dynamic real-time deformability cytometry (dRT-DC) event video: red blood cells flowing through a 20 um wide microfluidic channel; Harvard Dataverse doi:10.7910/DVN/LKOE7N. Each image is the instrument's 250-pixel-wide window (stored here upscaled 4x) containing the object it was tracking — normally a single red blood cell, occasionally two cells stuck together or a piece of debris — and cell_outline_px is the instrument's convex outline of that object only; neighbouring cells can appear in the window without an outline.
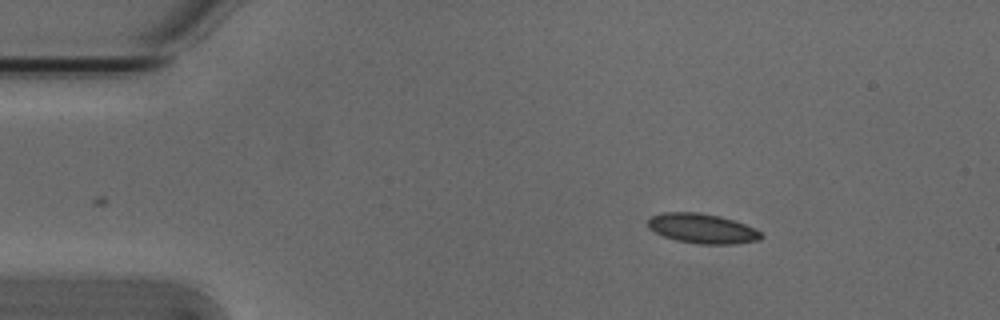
{"species": "Egyptian fruit bat (a non-hibernating species)", "species_latin": "Rousettus aegyptiacus", "temperature_condition": "cold", "stored_images_in_passage": 3, "camera_frame_rate_fps": 3000, "um_per_image_px": 0.085, "animal": {"sex": "male"}, "frame": {"image": 1, "passage_image": 1, "time_ms": 0.0, "image_size_px": [1000, 320], "cell_outline_px": [[764, 236], [760, 240], [736, 244], [696, 244], [676, 240], [664, 236], [648, 228], [648, 220], [652, 216], [664, 212], [696, 212], [720, 216], [744, 224], [760, 232]], "centroid_in_image_um": [59.69, 19.43], "position_along_channel_um": 25.3, "area_um2": 19.54}}
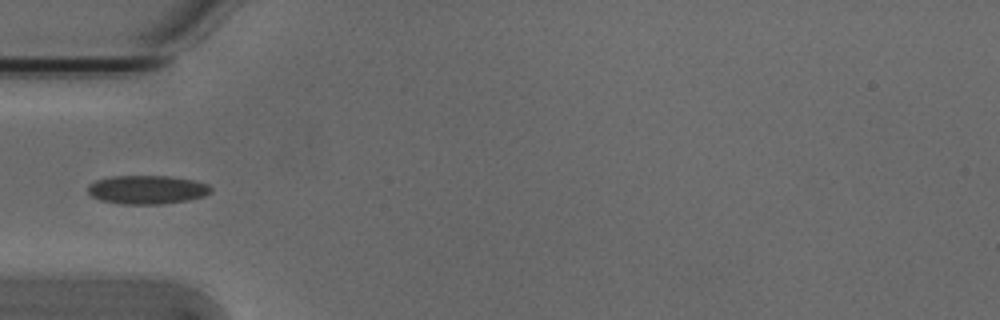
{"frame": {"image": 2, "passage_image": 3, "time_ms": 0.667, "image_size_px": [1000, 320], "cell_outline_px": [[212, 192], [204, 196], [188, 200], [160, 204], [120, 204], [100, 200], [92, 196], [88, 192], [88, 184], [96, 180], [112, 176], [168, 176], [192, 180], [208, 184], [212, 188]], "centroid_in_image_um": [12.49, 16.12], "position_along_channel_um": 72.5, "area_um2": 20.58}}